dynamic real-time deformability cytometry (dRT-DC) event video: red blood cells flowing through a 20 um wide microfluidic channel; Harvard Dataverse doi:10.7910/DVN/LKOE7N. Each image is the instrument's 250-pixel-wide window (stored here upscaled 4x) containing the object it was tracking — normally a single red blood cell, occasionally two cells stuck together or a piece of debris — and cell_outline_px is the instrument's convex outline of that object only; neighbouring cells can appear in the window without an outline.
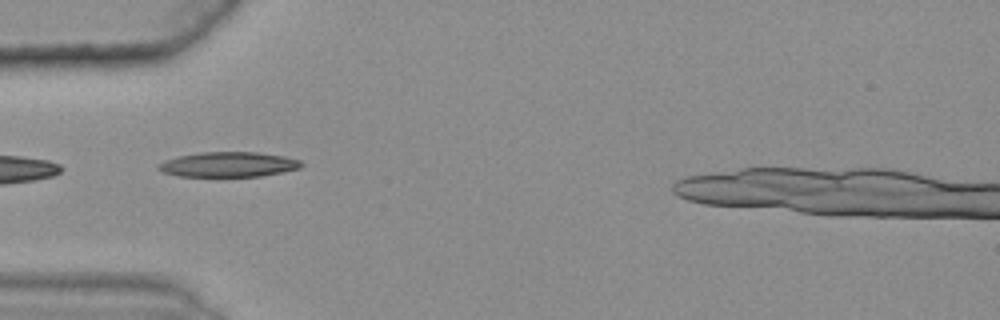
{"species": "common noctule bat (a hibernating species)", "species_latin": "Nyctalus noctula", "temperature_condition": "warm", "stored_images_in_passage": 3, "camera_frame_rate_fps": 3000, "um_per_image_px": 0.085, "animal": {"sex": "female", "body_mass_g": 25.1}, "frame": {"image": 1, "passage_image": 1, "time_ms": 0.0, "image_size_px": [1000, 320], "cell_outline_px": [[304, 164], [300, 168], [260, 176], [180, 176], [164, 172], [156, 168], [156, 164], [164, 160], [176, 156], [200, 152], [256, 152], [284, 156], [300, 160]], "centroid_in_image_um": [19.38, 13.97], "position_along_channel_um": 65.6, "area_um2": 20.81}}